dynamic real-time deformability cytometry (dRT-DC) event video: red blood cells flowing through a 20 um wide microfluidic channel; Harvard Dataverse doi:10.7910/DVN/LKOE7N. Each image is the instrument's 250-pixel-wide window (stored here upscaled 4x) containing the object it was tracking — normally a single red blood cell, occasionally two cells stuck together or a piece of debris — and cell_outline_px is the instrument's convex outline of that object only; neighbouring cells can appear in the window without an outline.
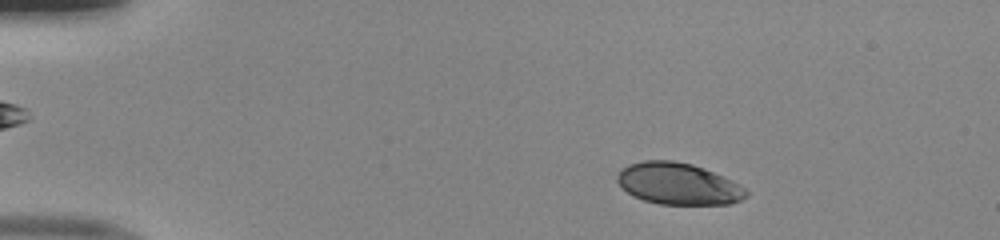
{"species": "human", "species_latin": "Homo sapiens", "temperature_condition": "room temperature", "stored_images_in_passage": 49, "camera_frame_rate_fps": 3000, "um_per_image_px": 0.085, "donor": {"sex": "male"}, "frame": {"image": 1, "passage_image": 6, "time_ms": 1.667, "image_size_px": [1000, 240], "cell_outline_px": [[748, 196], [740, 200], [728, 204], [660, 204], [644, 200], [632, 196], [616, 180], [616, 176], [620, 168], [628, 164], [644, 160], [672, 160], [692, 164], [704, 168], [732, 180], [740, 184], [748, 192]], "centroid_in_image_um": [57.64, 15.61], "position_along_channel_um": 27.4, "area_um2": 31.39}}
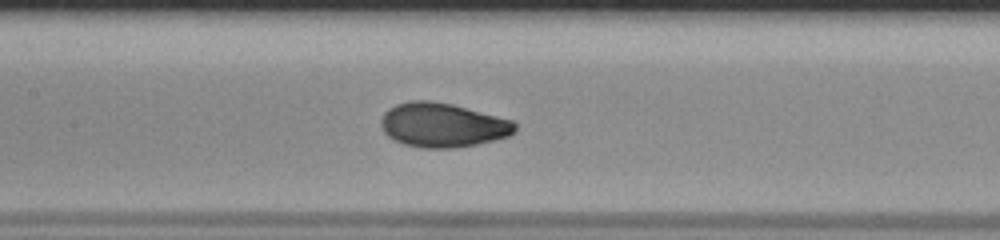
{"frame": {"image": 2, "passage_image": 23, "time_ms": 7.333, "image_size_px": [1000, 240], "cell_outline_px": [[516, 132], [508, 136], [496, 140], [476, 144], [452, 148], [420, 148], [404, 144], [388, 136], [384, 132], [380, 124], [380, 120], [384, 112], [388, 108], [396, 104], [408, 100], [432, 100], [452, 104], [512, 120], [516, 124]], "centroid_in_image_um": [37.6, 10.62], "position_along_channel_um": 169.8, "area_um2": 34.74}}
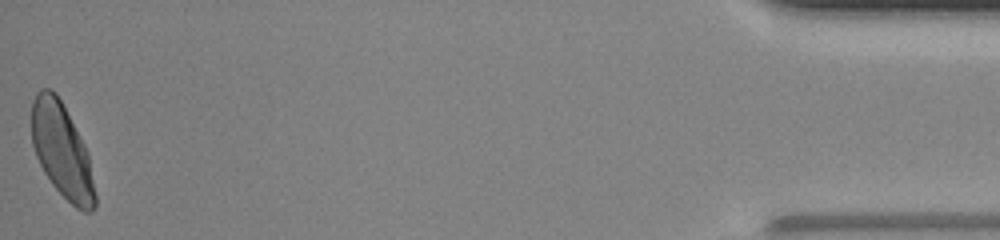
{"frame": {"image": 3, "passage_image": 49, "time_ms": 16.0, "image_size_px": [1000, 240], "cell_outline_px": [[96, 204], [92, 212], [84, 212], [76, 208], [52, 184], [44, 172], [36, 156], [32, 144], [32, 100], [36, 92], [40, 88], [48, 88], [56, 92], [84, 144], [88, 152], [96, 196]], "centroid_in_image_um": [5.26, 12.81], "position_along_channel_um": 429.9, "area_um2": 34.62}, "authors_computed_cell_mechanics": {"area_um2": 33.813, "velocity_mm_per_s": 4.0011, "shape_relaxation_time_tau1_ms": 2.4311, "shape_relaxation_time_tau2_ms": null, "deformation_change_tau1": 0.126, "deformation_change_tau2": null}}